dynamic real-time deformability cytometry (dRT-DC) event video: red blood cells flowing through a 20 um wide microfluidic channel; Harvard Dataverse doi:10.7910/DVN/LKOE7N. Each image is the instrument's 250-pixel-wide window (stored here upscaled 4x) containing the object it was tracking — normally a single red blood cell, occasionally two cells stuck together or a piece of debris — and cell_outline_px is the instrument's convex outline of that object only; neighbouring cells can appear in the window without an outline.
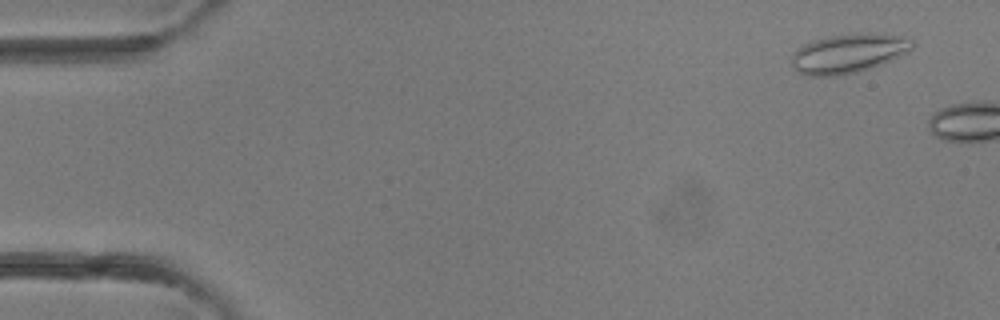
{"species": "common noctule bat (a hibernating species)", "species_latin": "Nyctalus noctula", "temperature_condition": "room temperature", "stored_images_in_passage": 6, "camera_frame_rate_fps": 3000, "um_per_image_px": 0.085, "animal": {"sex": "female"}, "frame": {"image": 1, "passage_image": 3, "time_ms": 0.667, "image_size_px": [1000, 320], "cell_outline_px": [[912, 48], [880, 64], [856, 72], [840, 76], [808, 76], [796, 72], [792, 68], [792, 52], [796, 48], [812, 40], [832, 36], [856, 32], [872, 32], [908, 36], [912, 40]], "centroid_in_image_um": [72.04, 4.52], "position_along_channel_um": 13.0, "area_um2": 27.74}}